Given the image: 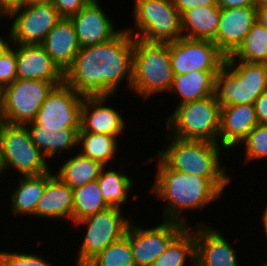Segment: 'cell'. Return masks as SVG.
I'll use <instances>...</instances> for the list:
<instances>
[{"label": "cell", "instance_id": "6da1fadb", "mask_svg": "<svg viewBox=\"0 0 267 266\" xmlns=\"http://www.w3.org/2000/svg\"><path fill=\"white\" fill-rule=\"evenodd\" d=\"M134 41L124 28L108 42L81 47L64 73V82L82 96L113 97L123 81L130 91Z\"/></svg>", "mask_w": 267, "mask_h": 266}, {"label": "cell", "instance_id": "7a4b0ae2", "mask_svg": "<svg viewBox=\"0 0 267 266\" xmlns=\"http://www.w3.org/2000/svg\"><path fill=\"white\" fill-rule=\"evenodd\" d=\"M158 160L151 194L163 202L162 220L176 221L191 226L185 215L200 211L219 201L223 194L206 178L172 170L157 155L143 161L150 164ZM188 212V214H184ZM188 220V221H187Z\"/></svg>", "mask_w": 267, "mask_h": 266}, {"label": "cell", "instance_id": "3957f363", "mask_svg": "<svg viewBox=\"0 0 267 266\" xmlns=\"http://www.w3.org/2000/svg\"><path fill=\"white\" fill-rule=\"evenodd\" d=\"M168 145L156 155L172 170L208 179L222 194L232 182L223 155L228 152L219 144L208 141L182 140L165 135ZM222 156V157H221ZM222 158V159H221ZM222 160V161H221ZM224 165H223V164ZM225 167V168H224Z\"/></svg>", "mask_w": 267, "mask_h": 266}, {"label": "cell", "instance_id": "277c9868", "mask_svg": "<svg viewBox=\"0 0 267 266\" xmlns=\"http://www.w3.org/2000/svg\"><path fill=\"white\" fill-rule=\"evenodd\" d=\"M174 79L169 43L134 41L131 91L146 101L152 96L169 93Z\"/></svg>", "mask_w": 267, "mask_h": 266}, {"label": "cell", "instance_id": "5b68a950", "mask_svg": "<svg viewBox=\"0 0 267 266\" xmlns=\"http://www.w3.org/2000/svg\"><path fill=\"white\" fill-rule=\"evenodd\" d=\"M267 90V64L238 61L227 56L215 78V97L221 107L254 104Z\"/></svg>", "mask_w": 267, "mask_h": 266}, {"label": "cell", "instance_id": "8992f818", "mask_svg": "<svg viewBox=\"0 0 267 266\" xmlns=\"http://www.w3.org/2000/svg\"><path fill=\"white\" fill-rule=\"evenodd\" d=\"M175 106L169 117L164 118L169 136L219 143L221 106L215 94Z\"/></svg>", "mask_w": 267, "mask_h": 266}, {"label": "cell", "instance_id": "52a82bcc", "mask_svg": "<svg viewBox=\"0 0 267 266\" xmlns=\"http://www.w3.org/2000/svg\"><path fill=\"white\" fill-rule=\"evenodd\" d=\"M135 27H124L134 38L148 43H170L183 36L181 15L173 0H134Z\"/></svg>", "mask_w": 267, "mask_h": 266}, {"label": "cell", "instance_id": "ba28073f", "mask_svg": "<svg viewBox=\"0 0 267 266\" xmlns=\"http://www.w3.org/2000/svg\"><path fill=\"white\" fill-rule=\"evenodd\" d=\"M123 208L109 207L94 215L72 223L73 228L85 227V234L77 247L75 266H85L92 258L126 235L133 219L124 215ZM84 226V227H83ZM74 266V264H73Z\"/></svg>", "mask_w": 267, "mask_h": 266}, {"label": "cell", "instance_id": "9c48e42d", "mask_svg": "<svg viewBox=\"0 0 267 266\" xmlns=\"http://www.w3.org/2000/svg\"><path fill=\"white\" fill-rule=\"evenodd\" d=\"M0 147L6 173L12 170L17 176H38L51 170L26 125L5 122L0 128Z\"/></svg>", "mask_w": 267, "mask_h": 266}, {"label": "cell", "instance_id": "30bf717a", "mask_svg": "<svg viewBox=\"0 0 267 266\" xmlns=\"http://www.w3.org/2000/svg\"><path fill=\"white\" fill-rule=\"evenodd\" d=\"M54 87L52 82L17 78L2 89L5 122L14 125L33 122Z\"/></svg>", "mask_w": 267, "mask_h": 266}, {"label": "cell", "instance_id": "8fae6325", "mask_svg": "<svg viewBox=\"0 0 267 266\" xmlns=\"http://www.w3.org/2000/svg\"><path fill=\"white\" fill-rule=\"evenodd\" d=\"M83 97L65 82L55 86L44 100L36 118L26 125H40L52 131L81 128Z\"/></svg>", "mask_w": 267, "mask_h": 266}, {"label": "cell", "instance_id": "7c38bea8", "mask_svg": "<svg viewBox=\"0 0 267 266\" xmlns=\"http://www.w3.org/2000/svg\"><path fill=\"white\" fill-rule=\"evenodd\" d=\"M173 75H182L196 70L219 71L226 56L212 40L182 36L169 43Z\"/></svg>", "mask_w": 267, "mask_h": 266}, {"label": "cell", "instance_id": "4fadbf2b", "mask_svg": "<svg viewBox=\"0 0 267 266\" xmlns=\"http://www.w3.org/2000/svg\"><path fill=\"white\" fill-rule=\"evenodd\" d=\"M186 227L182 223L168 220H163L154 227L139 226L131 221L125 236L130 240L134 264L151 266Z\"/></svg>", "mask_w": 267, "mask_h": 266}, {"label": "cell", "instance_id": "5bb4252c", "mask_svg": "<svg viewBox=\"0 0 267 266\" xmlns=\"http://www.w3.org/2000/svg\"><path fill=\"white\" fill-rule=\"evenodd\" d=\"M9 32L14 43L41 44L49 31L62 19L55 6L49 3L25 5L12 10Z\"/></svg>", "mask_w": 267, "mask_h": 266}, {"label": "cell", "instance_id": "9a60e30c", "mask_svg": "<svg viewBox=\"0 0 267 266\" xmlns=\"http://www.w3.org/2000/svg\"><path fill=\"white\" fill-rule=\"evenodd\" d=\"M205 222V223H204ZM195 223V266H240L236 247L208 221ZM214 226V227H213ZM218 230V231H217Z\"/></svg>", "mask_w": 267, "mask_h": 266}, {"label": "cell", "instance_id": "2e32d148", "mask_svg": "<svg viewBox=\"0 0 267 266\" xmlns=\"http://www.w3.org/2000/svg\"><path fill=\"white\" fill-rule=\"evenodd\" d=\"M99 0L89 1L76 15L70 17L80 47L102 44L117 36L123 29L115 27Z\"/></svg>", "mask_w": 267, "mask_h": 266}, {"label": "cell", "instance_id": "e0dca14e", "mask_svg": "<svg viewBox=\"0 0 267 266\" xmlns=\"http://www.w3.org/2000/svg\"><path fill=\"white\" fill-rule=\"evenodd\" d=\"M111 97H83L80 131L112 135L120 139L121 136H124L123 132L128 125H126L125 116L120 112V108L116 110L114 106L107 104Z\"/></svg>", "mask_w": 267, "mask_h": 266}, {"label": "cell", "instance_id": "ac0fdd59", "mask_svg": "<svg viewBox=\"0 0 267 266\" xmlns=\"http://www.w3.org/2000/svg\"><path fill=\"white\" fill-rule=\"evenodd\" d=\"M256 20V7L221 9L213 42L226 57L232 55L243 43Z\"/></svg>", "mask_w": 267, "mask_h": 266}, {"label": "cell", "instance_id": "d6986e66", "mask_svg": "<svg viewBox=\"0 0 267 266\" xmlns=\"http://www.w3.org/2000/svg\"><path fill=\"white\" fill-rule=\"evenodd\" d=\"M17 78L64 83V73L53 62L41 44L16 43Z\"/></svg>", "mask_w": 267, "mask_h": 266}, {"label": "cell", "instance_id": "ffe728a7", "mask_svg": "<svg viewBox=\"0 0 267 266\" xmlns=\"http://www.w3.org/2000/svg\"><path fill=\"white\" fill-rule=\"evenodd\" d=\"M257 124L254 104L221 107L219 144L228 153L235 152Z\"/></svg>", "mask_w": 267, "mask_h": 266}, {"label": "cell", "instance_id": "44dd1931", "mask_svg": "<svg viewBox=\"0 0 267 266\" xmlns=\"http://www.w3.org/2000/svg\"><path fill=\"white\" fill-rule=\"evenodd\" d=\"M47 221L73 222V189L65 184L52 168L47 172V183L35 209V218Z\"/></svg>", "mask_w": 267, "mask_h": 266}, {"label": "cell", "instance_id": "7402d4cb", "mask_svg": "<svg viewBox=\"0 0 267 266\" xmlns=\"http://www.w3.org/2000/svg\"><path fill=\"white\" fill-rule=\"evenodd\" d=\"M57 67L65 73L81 48L70 18L60 19L41 43Z\"/></svg>", "mask_w": 267, "mask_h": 266}, {"label": "cell", "instance_id": "603a6c76", "mask_svg": "<svg viewBox=\"0 0 267 266\" xmlns=\"http://www.w3.org/2000/svg\"><path fill=\"white\" fill-rule=\"evenodd\" d=\"M33 143L42 152L44 157L49 161L55 159L58 155L67 152L74 153L78 148V134L80 128H66L63 130L52 131L51 129H42L40 125H26ZM74 147V148H73Z\"/></svg>", "mask_w": 267, "mask_h": 266}, {"label": "cell", "instance_id": "cb8c5ba5", "mask_svg": "<svg viewBox=\"0 0 267 266\" xmlns=\"http://www.w3.org/2000/svg\"><path fill=\"white\" fill-rule=\"evenodd\" d=\"M217 73L218 71L196 70L175 75L169 92L180 98L177 105L207 98L215 93Z\"/></svg>", "mask_w": 267, "mask_h": 266}, {"label": "cell", "instance_id": "d4e9b609", "mask_svg": "<svg viewBox=\"0 0 267 266\" xmlns=\"http://www.w3.org/2000/svg\"><path fill=\"white\" fill-rule=\"evenodd\" d=\"M47 183V172L38 176L18 177L17 187L10 194V212L15 217H35V209Z\"/></svg>", "mask_w": 267, "mask_h": 266}, {"label": "cell", "instance_id": "484cf974", "mask_svg": "<svg viewBox=\"0 0 267 266\" xmlns=\"http://www.w3.org/2000/svg\"><path fill=\"white\" fill-rule=\"evenodd\" d=\"M219 6H197L181 15L183 36L195 39L214 40L220 22Z\"/></svg>", "mask_w": 267, "mask_h": 266}, {"label": "cell", "instance_id": "4316f807", "mask_svg": "<svg viewBox=\"0 0 267 266\" xmlns=\"http://www.w3.org/2000/svg\"><path fill=\"white\" fill-rule=\"evenodd\" d=\"M104 166L91 158L76 153L64 160L54 171L65 184L75 189L98 178Z\"/></svg>", "mask_w": 267, "mask_h": 266}, {"label": "cell", "instance_id": "83f0119b", "mask_svg": "<svg viewBox=\"0 0 267 266\" xmlns=\"http://www.w3.org/2000/svg\"><path fill=\"white\" fill-rule=\"evenodd\" d=\"M118 139L112 135L79 131L77 151L85 157L100 162L103 166H109L113 164L112 161L121 148Z\"/></svg>", "mask_w": 267, "mask_h": 266}, {"label": "cell", "instance_id": "f1b7e54d", "mask_svg": "<svg viewBox=\"0 0 267 266\" xmlns=\"http://www.w3.org/2000/svg\"><path fill=\"white\" fill-rule=\"evenodd\" d=\"M108 167L104 166L97 178L103 198L110 207L124 208L121 206H124V203L129 204V192L135 187L132 176L127 171L121 172L113 168L110 170Z\"/></svg>", "mask_w": 267, "mask_h": 266}, {"label": "cell", "instance_id": "f546056e", "mask_svg": "<svg viewBox=\"0 0 267 266\" xmlns=\"http://www.w3.org/2000/svg\"><path fill=\"white\" fill-rule=\"evenodd\" d=\"M195 255V231L191 226H187L151 266H195Z\"/></svg>", "mask_w": 267, "mask_h": 266}, {"label": "cell", "instance_id": "4dcf8cb0", "mask_svg": "<svg viewBox=\"0 0 267 266\" xmlns=\"http://www.w3.org/2000/svg\"><path fill=\"white\" fill-rule=\"evenodd\" d=\"M109 207L103 198L97 179L73 189V223Z\"/></svg>", "mask_w": 267, "mask_h": 266}, {"label": "cell", "instance_id": "1f68e13d", "mask_svg": "<svg viewBox=\"0 0 267 266\" xmlns=\"http://www.w3.org/2000/svg\"><path fill=\"white\" fill-rule=\"evenodd\" d=\"M231 56L238 61L267 64V29L256 20Z\"/></svg>", "mask_w": 267, "mask_h": 266}, {"label": "cell", "instance_id": "d6a6232c", "mask_svg": "<svg viewBox=\"0 0 267 266\" xmlns=\"http://www.w3.org/2000/svg\"><path fill=\"white\" fill-rule=\"evenodd\" d=\"M85 266H136L132 256L130 240L124 236L111 243Z\"/></svg>", "mask_w": 267, "mask_h": 266}, {"label": "cell", "instance_id": "836d02e7", "mask_svg": "<svg viewBox=\"0 0 267 266\" xmlns=\"http://www.w3.org/2000/svg\"><path fill=\"white\" fill-rule=\"evenodd\" d=\"M239 146L244 150V162L264 160L267 158V125L257 124ZM264 158V159H263Z\"/></svg>", "mask_w": 267, "mask_h": 266}, {"label": "cell", "instance_id": "e575fe53", "mask_svg": "<svg viewBox=\"0 0 267 266\" xmlns=\"http://www.w3.org/2000/svg\"><path fill=\"white\" fill-rule=\"evenodd\" d=\"M38 253H29V251L27 253V250L25 253L0 249V266H55L54 262H50V259L47 260Z\"/></svg>", "mask_w": 267, "mask_h": 266}, {"label": "cell", "instance_id": "d590c367", "mask_svg": "<svg viewBox=\"0 0 267 266\" xmlns=\"http://www.w3.org/2000/svg\"><path fill=\"white\" fill-rule=\"evenodd\" d=\"M17 79L16 43L0 59V89L5 88Z\"/></svg>", "mask_w": 267, "mask_h": 266}, {"label": "cell", "instance_id": "8d00e7d4", "mask_svg": "<svg viewBox=\"0 0 267 266\" xmlns=\"http://www.w3.org/2000/svg\"><path fill=\"white\" fill-rule=\"evenodd\" d=\"M91 0H51L62 18L76 15Z\"/></svg>", "mask_w": 267, "mask_h": 266}, {"label": "cell", "instance_id": "74e56055", "mask_svg": "<svg viewBox=\"0 0 267 266\" xmlns=\"http://www.w3.org/2000/svg\"><path fill=\"white\" fill-rule=\"evenodd\" d=\"M180 15L197 6H218L217 0H173Z\"/></svg>", "mask_w": 267, "mask_h": 266}, {"label": "cell", "instance_id": "f35d334b", "mask_svg": "<svg viewBox=\"0 0 267 266\" xmlns=\"http://www.w3.org/2000/svg\"><path fill=\"white\" fill-rule=\"evenodd\" d=\"M258 123L267 125V90H265L254 102Z\"/></svg>", "mask_w": 267, "mask_h": 266}, {"label": "cell", "instance_id": "ab89813d", "mask_svg": "<svg viewBox=\"0 0 267 266\" xmlns=\"http://www.w3.org/2000/svg\"><path fill=\"white\" fill-rule=\"evenodd\" d=\"M221 9L237 8V7H256L255 0H217Z\"/></svg>", "mask_w": 267, "mask_h": 266}, {"label": "cell", "instance_id": "60d3db41", "mask_svg": "<svg viewBox=\"0 0 267 266\" xmlns=\"http://www.w3.org/2000/svg\"><path fill=\"white\" fill-rule=\"evenodd\" d=\"M26 0H0V7L9 14L12 10L25 6Z\"/></svg>", "mask_w": 267, "mask_h": 266}, {"label": "cell", "instance_id": "b9f144b4", "mask_svg": "<svg viewBox=\"0 0 267 266\" xmlns=\"http://www.w3.org/2000/svg\"><path fill=\"white\" fill-rule=\"evenodd\" d=\"M3 35L0 34V59L6 55L9 50L13 47L14 45V41L12 40V37L9 33V35L7 37H9L7 39V37L5 38Z\"/></svg>", "mask_w": 267, "mask_h": 266}, {"label": "cell", "instance_id": "7bdbcfd3", "mask_svg": "<svg viewBox=\"0 0 267 266\" xmlns=\"http://www.w3.org/2000/svg\"><path fill=\"white\" fill-rule=\"evenodd\" d=\"M257 21L267 29V6H256Z\"/></svg>", "mask_w": 267, "mask_h": 266}, {"label": "cell", "instance_id": "ee69618b", "mask_svg": "<svg viewBox=\"0 0 267 266\" xmlns=\"http://www.w3.org/2000/svg\"><path fill=\"white\" fill-rule=\"evenodd\" d=\"M267 204V203H266ZM261 223H262V229L264 232V235H265V239L267 241V205L265 206V208L263 207V212H262V215H261Z\"/></svg>", "mask_w": 267, "mask_h": 266}, {"label": "cell", "instance_id": "f6af8a7d", "mask_svg": "<svg viewBox=\"0 0 267 266\" xmlns=\"http://www.w3.org/2000/svg\"><path fill=\"white\" fill-rule=\"evenodd\" d=\"M5 119L3 115L2 89H0V128L4 125Z\"/></svg>", "mask_w": 267, "mask_h": 266}, {"label": "cell", "instance_id": "bcb514c9", "mask_svg": "<svg viewBox=\"0 0 267 266\" xmlns=\"http://www.w3.org/2000/svg\"><path fill=\"white\" fill-rule=\"evenodd\" d=\"M5 168H4V164H3V158H2V152H1V147H0V178H2V176H6L7 174H5Z\"/></svg>", "mask_w": 267, "mask_h": 266}, {"label": "cell", "instance_id": "7dc6e473", "mask_svg": "<svg viewBox=\"0 0 267 266\" xmlns=\"http://www.w3.org/2000/svg\"><path fill=\"white\" fill-rule=\"evenodd\" d=\"M51 0H26V5L49 3Z\"/></svg>", "mask_w": 267, "mask_h": 266}, {"label": "cell", "instance_id": "c3c4849f", "mask_svg": "<svg viewBox=\"0 0 267 266\" xmlns=\"http://www.w3.org/2000/svg\"><path fill=\"white\" fill-rule=\"evenodd\" d=\"M3 17H6L7 18L8 17V14L0 7V25L2 23Z\"/></svg>", "mask_w": 267, "mask_h": 266}, {"label": "cell", "instance_id": "681fc988", "mask_svg": "<svg viewBox=\"0 0 267 266\" xmlns=\"http://www.w3.org/2000/svg\"><path fill=\"white\" fill-rule=\"evenodd\" d=\"M256 6H267V0H255Z\"/></svg>", "mask_w": 267, "mask_h": 266}, {"label": "cell", "instance_id": "f907efd6", "mask_svg": "<svg viewBox=\"0 0 267 266\" xmlns=\"http://www.w3.org/2000/svg\"><path fill=\"white\" fill-rule=\"evenodd\" d=\"M255 266H267V261L266 262H263V264L261 263L260 265H255Z\"/></svg>", "mask_w": 267, "mask_h": 266}]
</instances>
